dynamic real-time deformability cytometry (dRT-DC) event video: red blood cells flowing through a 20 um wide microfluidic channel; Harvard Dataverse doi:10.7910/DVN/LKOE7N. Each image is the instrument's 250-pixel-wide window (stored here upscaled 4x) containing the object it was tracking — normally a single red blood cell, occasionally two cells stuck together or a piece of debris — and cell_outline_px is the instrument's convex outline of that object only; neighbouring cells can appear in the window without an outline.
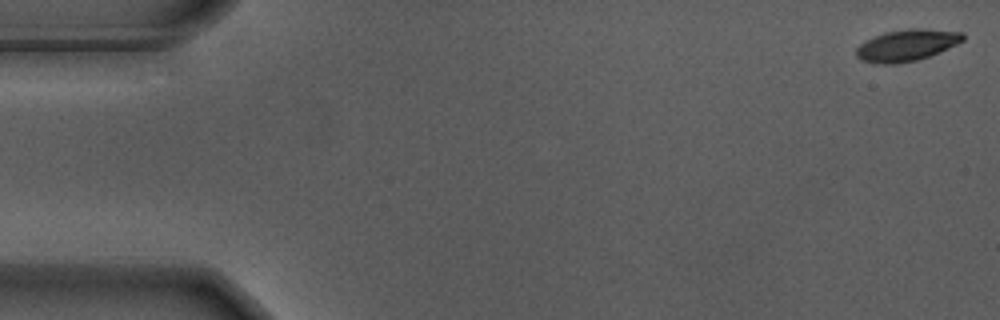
{"species": "Egyptian fruit bat (a non-hibernating species)", "species_latin": "Rousettus aegyptiacus", "temperature_condition": "warm", "stored_images_in_passage": 15, "camera_frame_rate_fps": 3000, "um_per_image_px": 0.085, "animal": {"sex": "male"}, "frame": {"image": 1, "passage_image": 1, "time_ms": 0.0, "image_size_px": [1000, 320], "cell_outline_px": [[964, 40], [948, 48], [928, 56], [916, 60], [896, 64], [876, 64], [860, 60], [856, 56], [856, 48], [860, 44], [884, 32], [912, 28], [920, 28], [964, 32]], "centroid_in_image_um": [77.06, 3.85], "position_along_channel_um": 7.9, "area_um2": 19.54}}
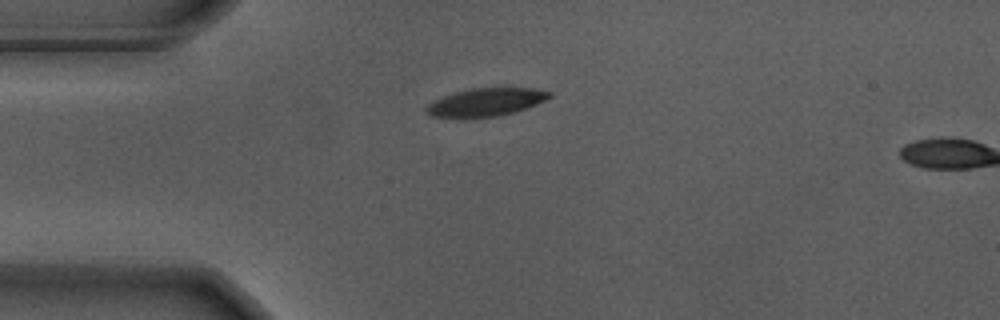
{"frame": {"image": 2, "passage_image": 14, "time_ms": 4.333, "image_size_px": [1000, 320], "cell_outline_px": [[552, 96], [536, 104], [512, 112], [496, 116], [464, 120], [460, 120], [432, 116], [424, 112], [424, 108], [428, 104], [444, 96], [456, 92], [472, 88], [532, 88], [552, 92]], "centroid_in_image_um": [41.21, 8.72], "position_along_channel_um": 43.8, "area_um2": 20.35}}